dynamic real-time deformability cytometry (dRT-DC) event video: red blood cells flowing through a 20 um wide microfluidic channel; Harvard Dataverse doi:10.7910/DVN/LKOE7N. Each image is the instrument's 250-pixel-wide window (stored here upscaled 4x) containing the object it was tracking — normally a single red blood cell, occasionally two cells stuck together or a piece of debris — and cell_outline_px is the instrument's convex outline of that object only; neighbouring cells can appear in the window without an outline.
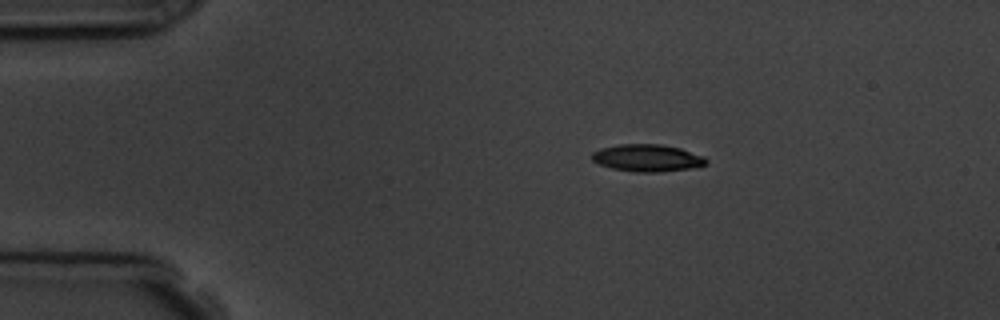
{"species": "common noctule bat (a hibernating species)", "species_latin": "Nyctalus noctula", "temperature_condition": "room temperature", "stored_images_in_passage": 15, "camera_frame_rate_fps": 3000, "um_per_image_px": 0.085, "animal": {"sex": "male", "body_mass_g": 19.5, "forearm_length_mm": 54.6}, "frame": {"image": 1, "passage_image": 3, "time_ms": 2.333, "image_size_px": [1000, 320], "cell_outline_px": [[708, 164], [688, 168], [660, 172], [636, 172], [612, 168], [600, 164], [592, 160], [592, 152], [600, 148], [620, 144], [660, 144], [680, 148], [704, 156], [708, 160]], "centroid_in_image_um": [55.02, 13.42], "position_along_channel_um": 30.0, "area_um2": 18.03}}
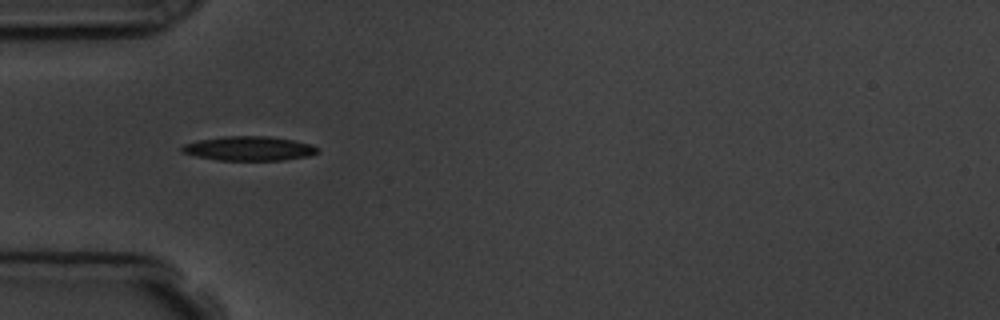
{"frame": {"image": 2, "passage_image": 5, "time_ms": 4.667, "image_size_px": [1000, 320], "cell_outline_px": [[320, 152], [308, 156], [284, 160], [216, 160], [196, 156], [184, 152], [180, 148], [184, 144], [200, 140], [224, 136], [268, 136], [292, 140], [312, 144]], "centroid_in_image_um": [21.18, 12.62], "position_along_channel_um": 63.8, "area_um2": 19.07}, "authors_computed_cell_mechanics": {"area_um2": 18.0336, "velocity_mm_per_s": 3.758, "shape_relaxation_time_tau1_ms": 1.6939, "shape_relaxation_time_tau2_ms": null, "deformation_change_tau1": 0.0888, "deformation_change_tau2": null}}